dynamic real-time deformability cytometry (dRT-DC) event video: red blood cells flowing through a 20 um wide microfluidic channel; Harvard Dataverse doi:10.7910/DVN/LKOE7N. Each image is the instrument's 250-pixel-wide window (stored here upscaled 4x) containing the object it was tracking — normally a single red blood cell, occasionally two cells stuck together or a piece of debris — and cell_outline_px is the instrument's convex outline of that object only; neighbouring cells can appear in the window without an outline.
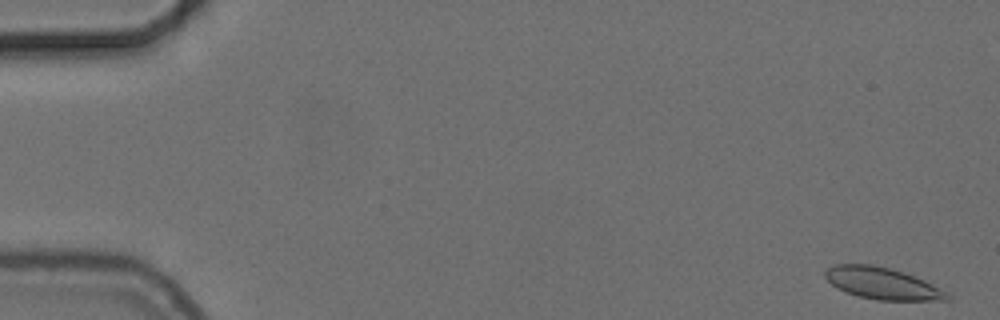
{"species": "common noctule bat (a hibernating species)", "species_latin": "Nyctalus noctula", "temperature_condition": "cold", "stored_images_in_passage": 56, "camera_frame_rate_fps": 3000, "um_per_image_px": 0.085, "animal": {"sex": "female", "body_mass_g": 24.6, "forearm_length_mm": 56.2}, "frame": {"image": 1, "passage_image": 1, "time_ms": 0.0, "image_size_px": [1000, 320], "cell_outline_px": [[952, 296], [948, 300], [876, 300], [860, 296], [836, 288], [824, 276], [824, 272], [828, 268], [836, 264], [872, 264], [888, 268], [924, 280]], "centroid_in_image_um": [74.95, 24.09], "position_along_channel_um": 10.0, "area_um2": 22.08}}
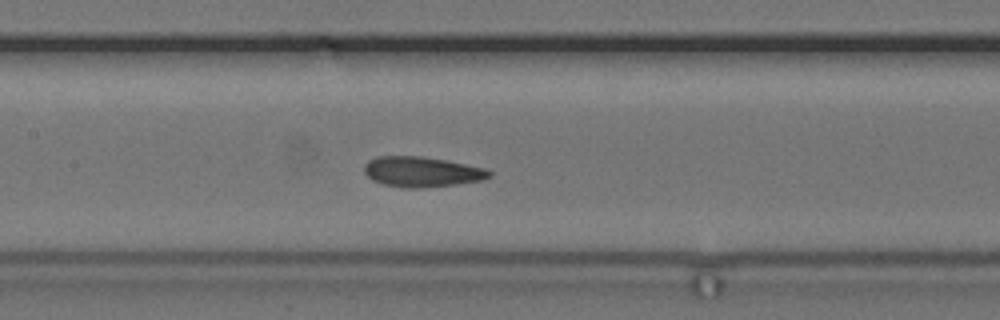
{"frame": {"image": 2, "passage_image": 26, "time_ms": 8.333, "image_size_px": [1000, 320], "cell_outline_px": [[492, 176], [480, 180], [456, 184], [420, 188], [404, 188], [384, 184], [372, 180], [364, 172], [364, 164], [368, 160], [376, 156], [420, 156], [444, 160], [484, 168], [492, 172]], "centroid_in_image_um": [35.81, 14.6], "position_along_channel_um": 171.6, "area_um2": 21.91}}
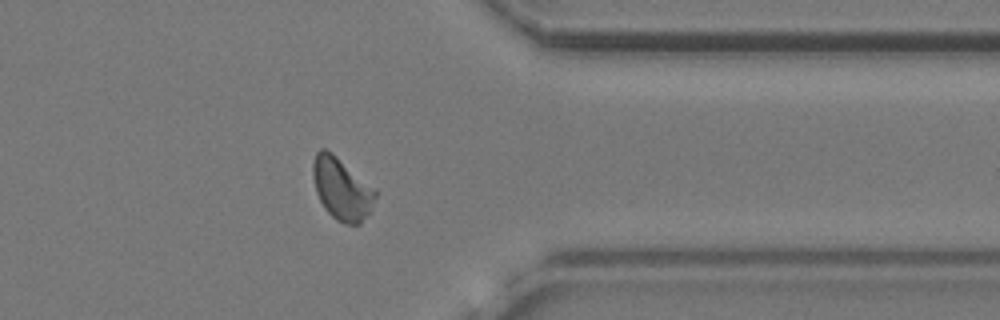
{"frame": {"image": 3, "passage_image": 44, "time_ms": 14.333, "image_size_px": [1000, 320], "cell_outline_px": [[376, 196], [372, 212], [360, 224], [344, 224], [336, 220], [324, 208], [316, 192], [312, 176], [312, 164], [316, 152], [320, 148], [324, 148], [332, 152], [376, 188]], "centroid_in_image_um": [29.07, 16.05], "position_along_channel_um": 382.3, "area_um2": 23.06}, "authors_computed_cell_mechanics": {"area_um2": 21.964, "velocity_mm_per_s": 3.6752, "shape_relaxation_time_tau1_ms": null, "shape_relaxation_time_tau2_ms": 1.6106, "deformation_change_tau1": null, "deformation_change_tau2": 0.047}}